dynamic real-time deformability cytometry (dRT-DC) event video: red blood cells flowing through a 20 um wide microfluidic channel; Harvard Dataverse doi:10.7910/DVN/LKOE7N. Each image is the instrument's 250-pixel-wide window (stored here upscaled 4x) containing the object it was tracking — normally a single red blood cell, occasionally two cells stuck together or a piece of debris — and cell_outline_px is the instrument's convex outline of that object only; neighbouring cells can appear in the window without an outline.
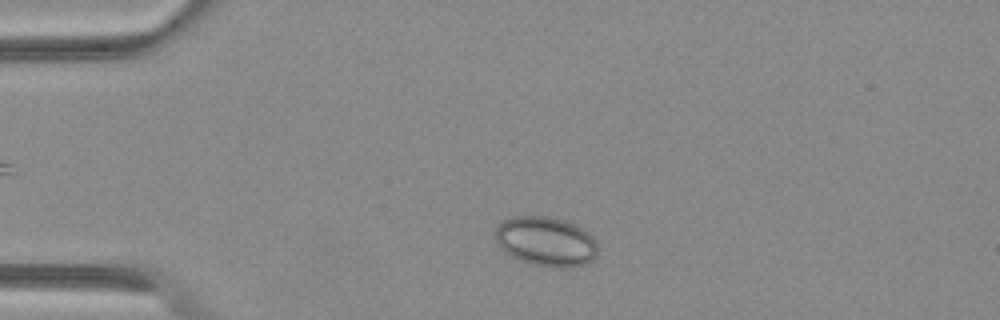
{"species": "Egyptian fruit bat (a non-hibernating species)", "species_latin": "Rousettus aegyptiacus", "temperature_condition": "warm", "stored_images_in_passage": 45, "camera_frame_rate_fps": 3000, "um_per_image_px": 0.085, "animal": {"sex": "female"}, "frame": {"image": 1, "passage_image": 5, "time_ms": 1.333, "image_size_px": [1000, 320], "cell_outline_px": [[596, 256], [588, 264], [572, 268], [552, 268], [532, 264], [520, 260], [504, 252], [496, 244], [496, 224], [500, 220], [512, 216], [548, 216], [564, 220], [588, 232], [596, 240]], "centroid_in_image_um": [46.38, 20.53], "position_along_channel_um": 38.6, "area_um2": 30.06}}
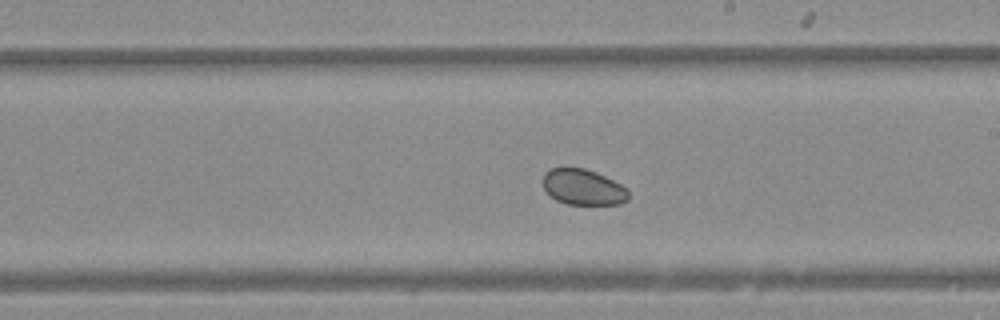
{"frame": {"image": 2, "passage_image": 23, "time_ms": 7.333, "image_size_px": [1000, 320], "cell_outline_px": [[628, 200], [620, 204], [568, 204], [556, 200], [544, 188], [544, 172], [552, 168], [584, 168], [596, 172], [620, 184], [628, 192]], "centroid_in_image_um": [49.56, 15.91], "position_along_channel_um": 239.4, "area_um2": 17.51}}
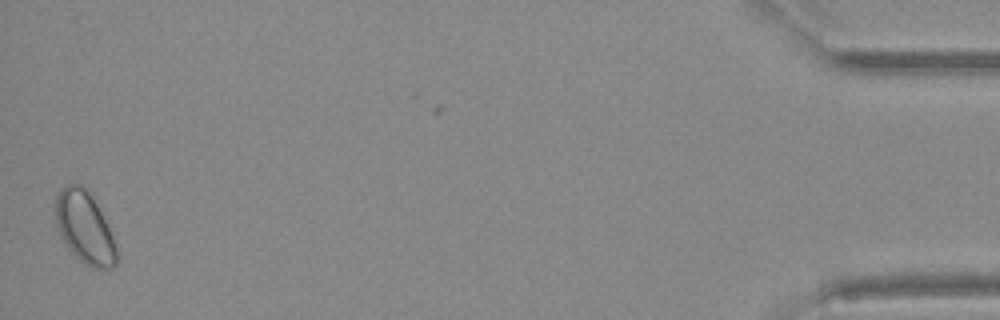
{"frame": {"image": 3, "passage_image": 44, "time_ms": 14.333, "image_size_px": [1000, 320], "cell_outline_px": [[120, 256], [116, 264], [112, 268], [92, 268], [80, 260], [64, 244], [60, 236], [56, 224], [52, 208], [56, 196], [60, 188], [68, 184], [80, 184], [92, 196], [112, 236]], "centroid_in_image_um": [7.15, 19.35], "position_along_channel_um": 428.0, "area_um2": 25.78}}